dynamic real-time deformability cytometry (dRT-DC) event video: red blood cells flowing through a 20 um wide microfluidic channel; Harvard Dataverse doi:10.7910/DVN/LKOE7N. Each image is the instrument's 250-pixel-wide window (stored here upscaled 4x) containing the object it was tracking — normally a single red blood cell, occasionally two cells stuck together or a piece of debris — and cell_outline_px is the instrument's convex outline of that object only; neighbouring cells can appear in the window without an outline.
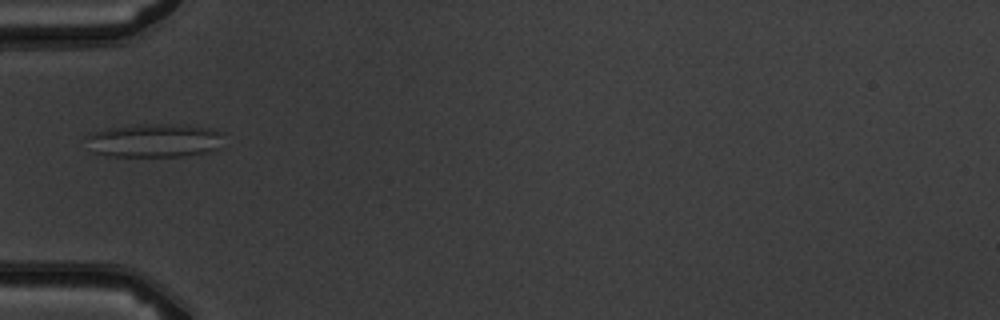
{"species": "common noctule bat (a hibernating species)", "species_latin": "Nyctalus noctula", "temperature_condition": "warm", "stored_images_in_passage": 6, "camera_frame_rate_fps": 3000, "um_per_image_px": 0.085, "animal": {"sex": "male", "body_mass_g": 19.5, "forearm_length_mm": 54.6}, "frame": {"image": 1, "passage_image": 5, "time_ms": 4.667, "image_size_px": [1000, 320], "cell_outline_px": [[224, 132], [220, 148], [204, 152], [184, 156], [108, 156], [92, 152], [84, 136], [92, 132], [108, 128], [140, 124], [184, 124], [212, 128]], "centroid_in_image_um": [13.13, 11.93], "position_along_channel_um": 71.9, "area_um2": 27.34}}
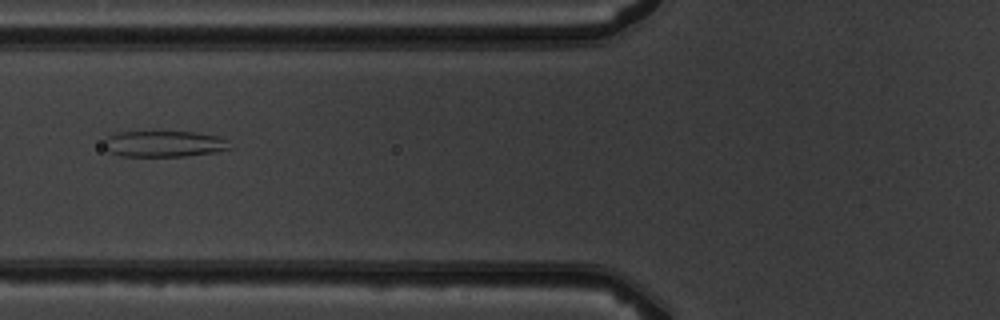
{"frame": {"image": 2, "passage_image": 6, "time_ms": 5.667, "image_size_px": [1000, 320], "cell_outline_px": [[232, 148], [216, 152], [184, 156], [120, 156], [108, 152], [104, 140], [108, 136], [120, 132], [192, 132], [220, 136], [228, 140]], "centroid_in_image_um": [13.98, 12.23], "position_along_channel_um": 111.8, "area_um2": 19.13}}